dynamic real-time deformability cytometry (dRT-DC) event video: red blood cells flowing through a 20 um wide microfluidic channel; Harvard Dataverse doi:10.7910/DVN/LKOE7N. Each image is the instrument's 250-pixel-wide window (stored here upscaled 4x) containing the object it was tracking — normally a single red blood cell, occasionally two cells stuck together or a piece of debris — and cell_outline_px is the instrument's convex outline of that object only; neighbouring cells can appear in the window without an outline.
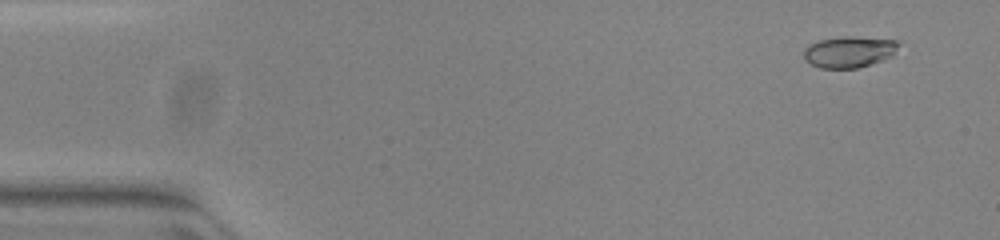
{"species": "common noctule bat (a hibernating species)", "species_latin": "Nyctalus noctula", "temperature_condition": "warm", "stored_images_in_passage": 53, "camera_frame_rate_fps": 3000, "um_per_image_px": 0.085, "animal": {"sex": "female", "body_mass_g": 23.0, "forearm_length_mm": 53.4}, "frame": {"image": 1, "passage_image": 4, "time_ms": 1.0, "image_size_px": [1000, 240], "cell_outline_px": [[900, 44], [892, 56], [884, 60], [856, 68], [820, 68], [804, 60], [804, 48], [808, 44], [816, 40], [844, 36], [852, 36], [896, 40]], "centroid_in_image_um": [72.16, 4.4], "position_along_channel_um": 12.8, "area_um2": 17.46}}
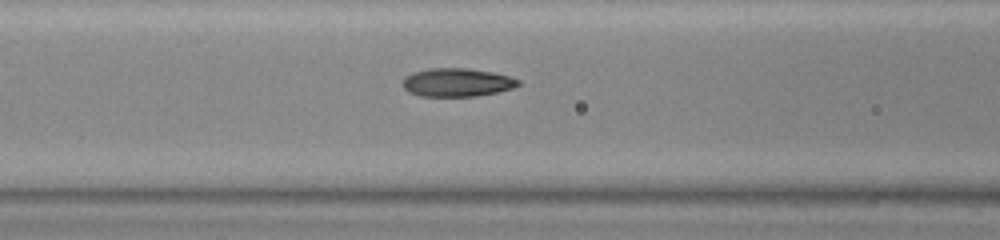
{"frame": {"image": 2, "passage_image": 22, "time_ms": 7.0, "image_size_px": [1000, 240], "cell_outline_px": [[520, 84], [512, 88], [496, 92], [476, 96], [420, 96], [408, 92], [404, 88], [404, 76], [412, 72], [432, 68], [468, 68], [492, 72], [508, 76], [520, 80]], "centroid_in_image_um": [38.83, 7.0], "position_along_channel_um": 127.8, "area_um2": 19.02}}
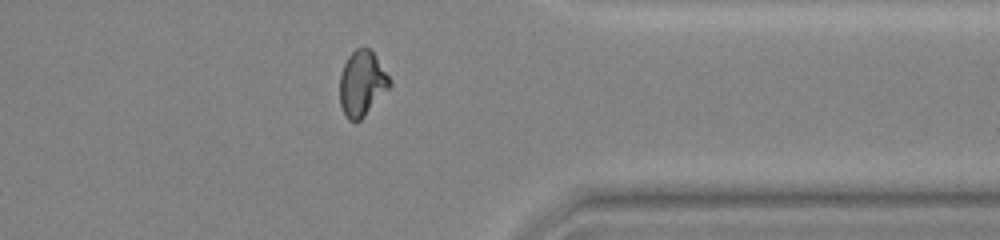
{"frame": {"image": 3, "passage_image": 42, "time_ms": 13.667, "image_size_px": [1000, 240], "cell_outline_px": [[392, 84], [364, 116], [360, 120], [348, 120], [340, 104], [340, 72], [348, 56], [356, 48], [368, 48], [376, 56], [392, 80]], "centroid_in_image_um": [30.77, 7.07], "position_along_channel_um": 380.6, "area_um2": 18.79}, "authors_computed_cell_mechanics": {"area_um2": 18.8428, "velocity_mm_per_s": 3.9428, "shape_relaxation_time_tau1_ms": null, "shape_relaxation_time_tau2_ms": 1.2407, "deformation_change_tau1": null, "deformation_change_tau2": 0.0631}}